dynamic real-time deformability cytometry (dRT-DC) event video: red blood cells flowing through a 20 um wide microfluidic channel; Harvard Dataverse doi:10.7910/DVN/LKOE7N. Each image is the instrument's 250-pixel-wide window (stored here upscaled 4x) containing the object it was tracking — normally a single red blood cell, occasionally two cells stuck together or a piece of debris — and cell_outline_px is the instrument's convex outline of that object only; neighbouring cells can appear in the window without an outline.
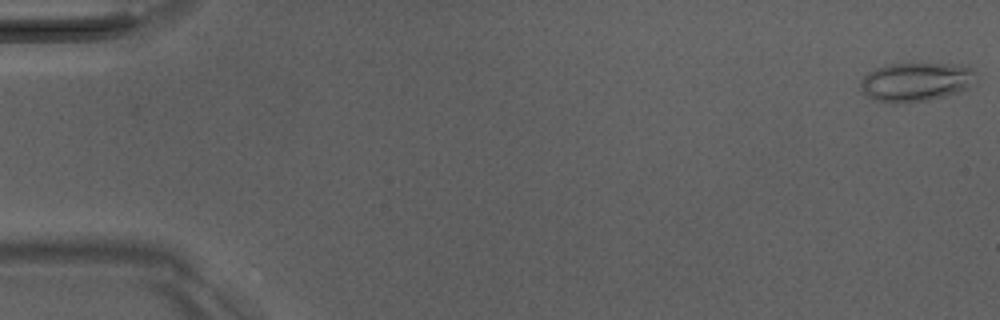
{"species": "Egyptian fruit bat (a non-hibernating species)", "species_latin": "Rousettus aegyptiacus", "temperature_condition": "room temperature", "stored_images_in_passage": 51, "camera_frame_rate_fps": 3000, "um_per_image_px": 0.085, "animal": {"sex": "male"}, "frame": {"image": 1, "passage_image": 1, "time_ms": 0.0, "image_size_px": [1000, 320], "cell_outline_px": [[972, 72], [968, 84], [960, 92], [928, 100], [892, 104], [888, 104], [876, 100], [860, 92], [860, 80], [868, 72], [876, 68], [888, 64], [960, 64], [972, 68]], "centroid_in_image_um": [77.72, 6.97], "position_along_channel_um": 7.3, "area_um2": 25.84}}
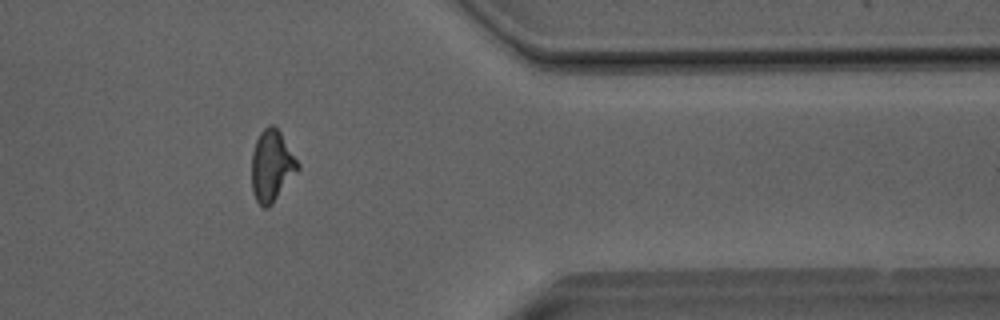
{"frame": {"image": 2, "passage_image": 42, "time_ms": 13.667, "image_size_px": [1000, 320], "cell_outline_px": [[300, 168], [272, 204], [268, 208], [264, 208], [256, 200], [252, 192], [252, 152], [256, 140], [260, 132], [268, 124], [272, 124], [280, 132], [300, 164]], "centroid_in_image_um": [23.09, 14.1], "position_along_channel_um": 388.3, "area_um2": 19.13}}
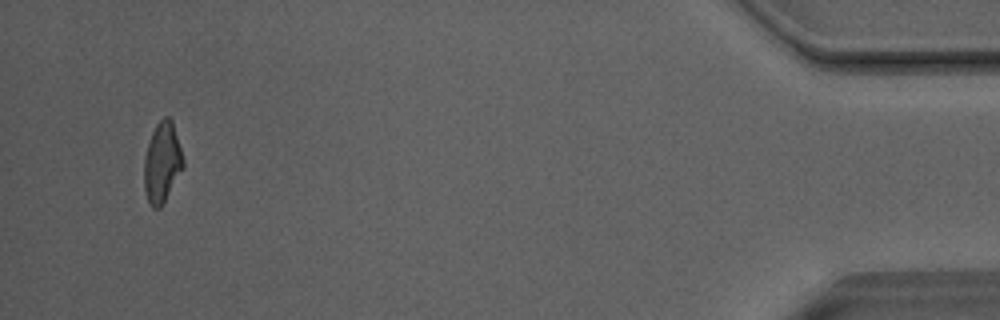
{"frame": {"image": 3, "passage_image": 49, "time_ms": 16.0, "image_size_px": [1000, 320], "cell_outline_px": [[184, 168], [160, 208], [152, 208], [148, 204], [144, 188], [144, 156], [152, 132], [156, 124], [164, 116], [168, 116], [172, 120], [184, 160]], "centroid_in_image_um": [13.77, 13.83], "position_along_channel_um": 421.4, "area_um2": 18.38}, "authors_computed_cell_mechanics": {"area_um2": 19.074, "velocity_mm_per_s": 4.0805, "shape_relaxation_time_tau1_ms": null, "shape_relaxation_time_tau2_ms": 2.1102, "deformation_change_tau1": null, "deformation_change_tau2": 0.102}}